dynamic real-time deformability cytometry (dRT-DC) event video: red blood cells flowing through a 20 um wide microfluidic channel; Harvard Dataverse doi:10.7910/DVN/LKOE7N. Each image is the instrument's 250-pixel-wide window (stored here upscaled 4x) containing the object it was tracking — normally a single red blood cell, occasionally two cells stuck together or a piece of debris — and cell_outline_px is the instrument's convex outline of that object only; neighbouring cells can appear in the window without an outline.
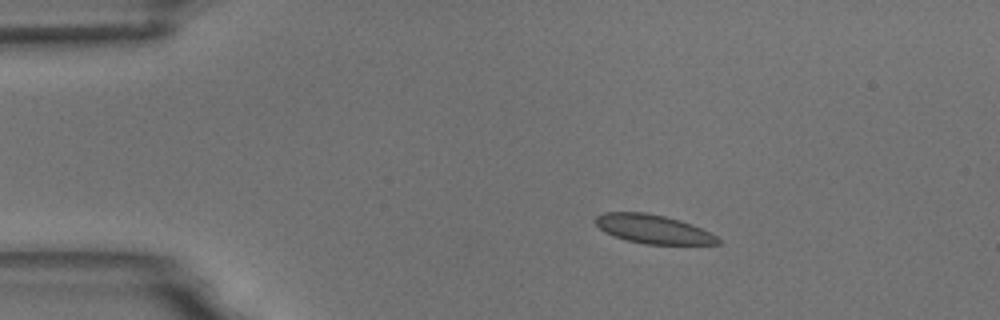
{"species": "common noctule bat (a hibernating species)", "species_latin": "Nyctalus noctula", "temperature_condition": "room temperature", "stored_images_in_passage": 4, "camera_frame_rate_fps": 3000, "um_per_image_px": 0.085, "animal": {"sex": "male", "body_mass_g": 18.8}, "frame": {"image": 1, "passage_image": 1, "time_ms": 0.0, "image_size_px": [1000, 320], "cell_outline_px": [[720, 244], [644, 244], [628, 240], [604, 232], [596, 224], [596, 216], [604, 212], [644, 212], [664, 216], [680, 220], [692, 224], [716, 236], [720, 240]], "centroid_in_image_um": [55.51, 19.47], "position_along_channel_um": 29.5, "area_um2": 20.29}}
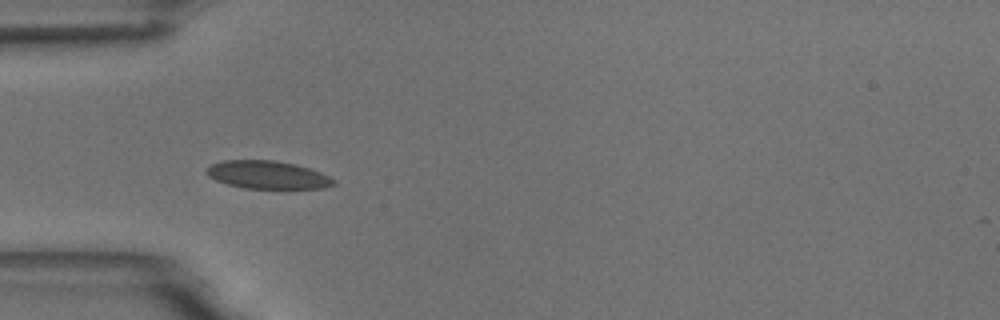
{"frame": {"image": 2, "passage_image": 3, "time_ms": 2.333, "image_size_px": [1000, 320], "cell_outline_px": [[336, 184], [324, 188], [244, 188], [228, 184], [216, 180], [208, 176], [204, 172], [212, 164], [224, 160], [276, 160], [296, 164], [320, 172], [336, 180]], "centroid_in_image_um": [22.75, 14.85], "position_along_channel_um": 62.3, "area_um2": 20.63}}